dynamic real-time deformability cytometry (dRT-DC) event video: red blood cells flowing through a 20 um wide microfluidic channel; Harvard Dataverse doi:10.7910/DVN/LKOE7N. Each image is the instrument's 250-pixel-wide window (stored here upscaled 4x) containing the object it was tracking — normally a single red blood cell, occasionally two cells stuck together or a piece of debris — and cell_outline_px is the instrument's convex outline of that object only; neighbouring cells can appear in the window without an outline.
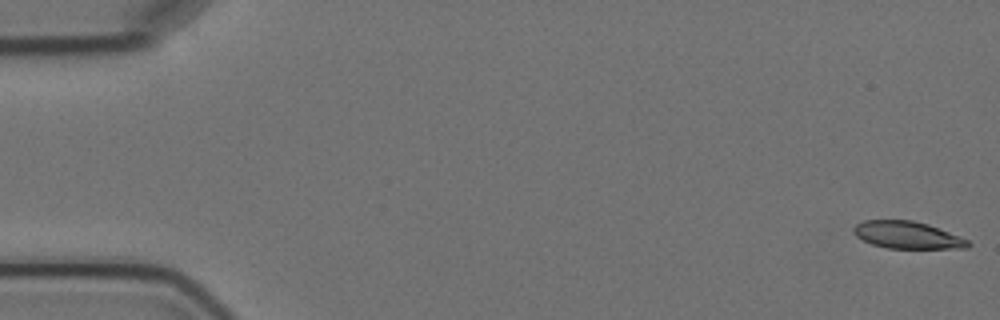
{"species": "Egyptian fruit bat (a non-hibernating species)", "species_latin": "Rousettus aegyptiacus", "temperature_condition": "cold", "stored_images_in_passage": 6, "camera_frame_rate_fps": 3000, "um_per_image_px": 0.085, "animal": {"sex": "female"}, "frame": {"image": 1, "passage_image": 1, "time_ms": 0.0, "image_size_px": [1000, 320], "cell_outline_px": [[972, 244], [968, 248], [888, 248], [872, 244], [856, 236], [852, 232], [852, 228], [856, 224], [864, 220], [912, 220], [928, 224], [960, 236], [968, 240]], "centroid_in_image_um": [77.12, 19.97], "position_along_channel_um": 7.9, "area_um2": 18.15}}